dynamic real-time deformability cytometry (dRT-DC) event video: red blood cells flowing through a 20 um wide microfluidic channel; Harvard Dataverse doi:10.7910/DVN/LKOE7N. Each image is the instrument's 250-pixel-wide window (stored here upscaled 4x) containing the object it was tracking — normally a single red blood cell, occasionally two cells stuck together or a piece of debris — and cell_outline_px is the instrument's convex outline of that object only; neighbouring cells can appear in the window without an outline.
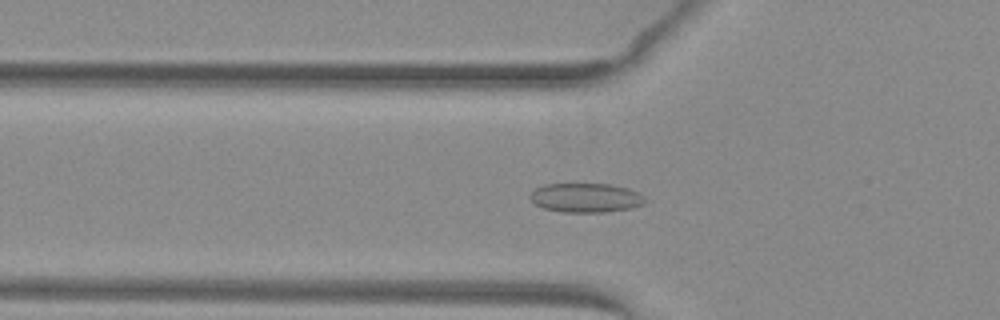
{"species": "common noctule bat (a hibernating species)", "species_latin": "Nyctalus noctula", "temperature_condition": "warm", "stored_images_in_passage": 51, "camera_frame_rate_fps": 3000, "um_per_image_px": 0.085, "animal": {"sex": "female", "body_mass_g": 29.2, "forearm_length_mm": 56.3}, "frame": {"image": 1, "passage_image": 18, "time_ms": 5.667, "image_size_px": [1000, 320], "cell_outline_px": [[648, 200], [644, 204], [632, 208], [604, 212], [560, 212], [544, 208], [536, 204], [528, 196], [536, 188], [544, 184], [608, 184], [628, 188], [640, 192]], "centroid_in_image_um": [49.84, 16.81], "position_along_channel_um": 76.0, "area_um2": 19.71}}
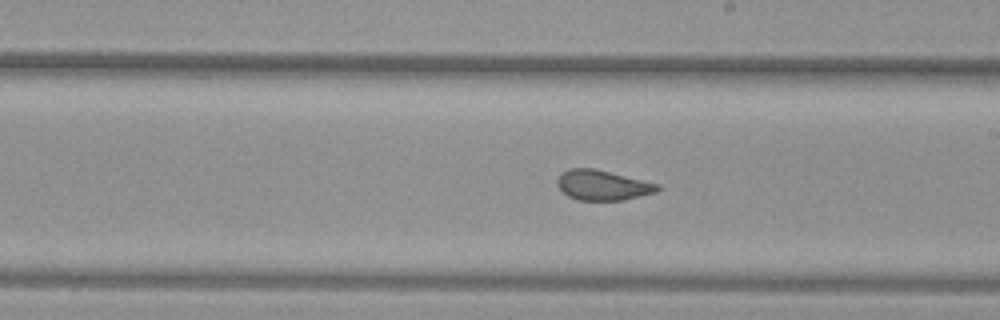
{"frame": {"image": 2, "passage_image": 30, "time_ms": 9.667, "image_size_px": [1000, 320], "cell_outline_px": [[660, 188], [656, 192], [624, 200], [576, 200], [568, 196], [556, 184], [556, 180], [560, 172], [568, 168], [596, 168], [660, 184]], "centroid_in_image_um": [51.2, 15.72], "position_along_channel_um": 237.8, "area_um2": 17.8}}
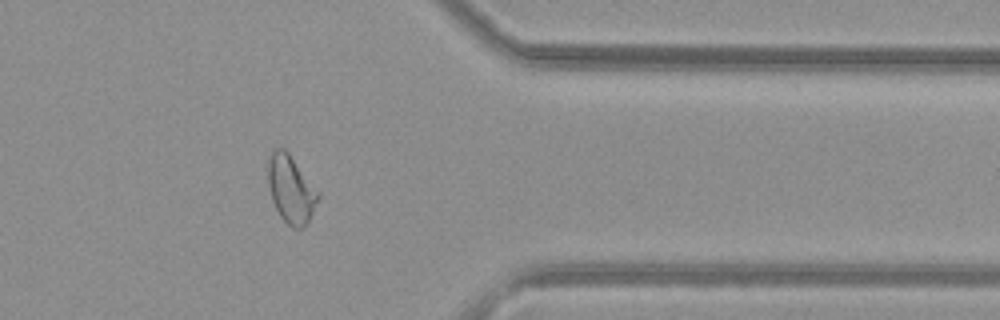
{"frame": {"image": 3, "passage_image": 42, "time_ms": 13.667, "image_size_px": [1000, 320], "cell_outline_px": [[320, 196], [308, 220], [300, 228], [292, 228], [280, 216], [272, 200], [268, 184], [268, 160], [272, 152], [276, 148], [284, 148], [288, 152], [320, 192]], "centroid_in_image_um": [24.73, 16.06], "position_along_channel_um": 386.7, "area_um2": 19.48}, "authors_computed_cell_mechanics": {"area_um2": 19.652, "velocity_mm_per_s": 4.0391, "shape_relaxation_time_tau1_ms": null, "shape_relaxation_time_tau2_ms": 0.9674, "deformation_change_tau1": null, "deformation_change_tau2": 0.069}}